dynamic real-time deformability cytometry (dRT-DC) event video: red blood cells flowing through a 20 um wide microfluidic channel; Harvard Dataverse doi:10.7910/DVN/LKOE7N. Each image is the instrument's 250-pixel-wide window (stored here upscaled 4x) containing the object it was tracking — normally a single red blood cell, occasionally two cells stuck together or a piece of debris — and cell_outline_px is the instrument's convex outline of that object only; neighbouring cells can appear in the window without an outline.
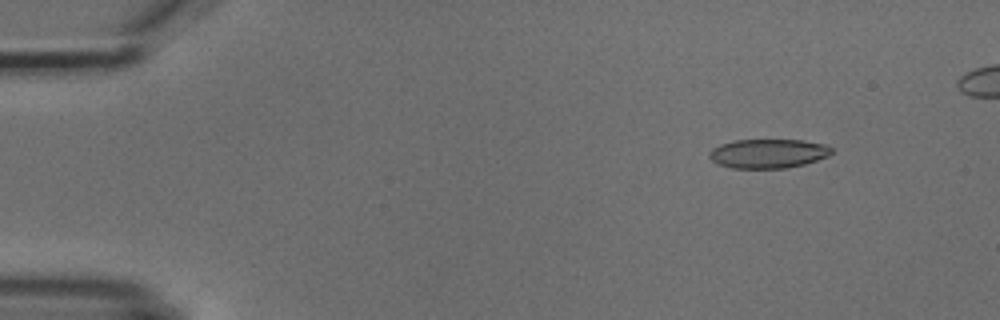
{"species": "common noctule bat (a hibernating species)", "species_latin": "Nyctalus noctula", "temperature_condition": "cold", "stored_images_in_passage": 5, "camera_frame_rate_fps": 3000, "um_per_image_px": 0.085, "animal": {"sex": "male", "body_mass_g": 18.8}, "frame": {"image": 1, "passage_image": 2, "time_ms": 1.333, "image_size_px": [1000, 320], "cell_outline_px": [[832, 152], [828, 156], [804, 164], [788, 168], [732, 168], [716, 164], [708, 156], [708, 152], [712, 148], [720, 144], [732, 140], [804, 140], [828, 144], [832, 148]], "centroid_in_image_um": [65.28, 13.04], "position_along_channel_um": 19.7, "area_um2": 21.04}}